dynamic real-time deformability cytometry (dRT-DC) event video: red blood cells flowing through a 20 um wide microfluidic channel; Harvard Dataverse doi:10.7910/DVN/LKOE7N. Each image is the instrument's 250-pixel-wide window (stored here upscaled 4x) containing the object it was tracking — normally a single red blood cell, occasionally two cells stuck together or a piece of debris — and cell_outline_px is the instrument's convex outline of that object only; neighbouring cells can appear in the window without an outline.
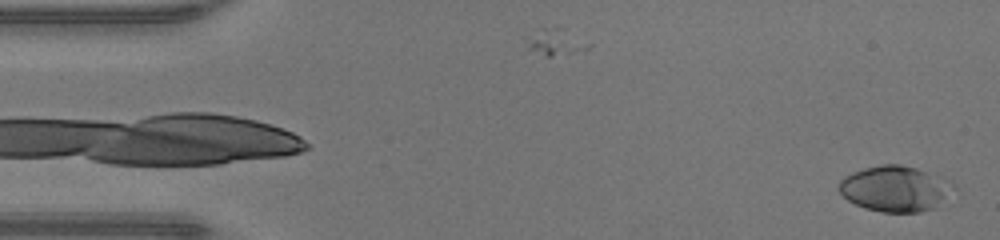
{"species": "human", "species_latin": "Homo sapiens", "temperature_condition": "warm", "stored_images_in_passage": 47, "camera_frame_rate_fps": 3000, "um_per_image_px": 0.085, "donor": {"sex": "male"}, "frame": {"image": 1, "passage_image": 1, "time_ms": 0.0, "image_size_px": [1000, 240], "cell_outline_px": [[956, 188], [932, 208], [920, 212], [884, 212], [864, 208], [848, 200], [836, 188], [840, 180], [844, 176], [852, 172], [864, 168], [880, 164], [900, 164], [916, 168], [944, 176], [952, 180], [956, 184]], "centroid_in_image_um": [76.1, 16.01], "position_along_channel_um": 8.9, "area_um2": 30.75}}
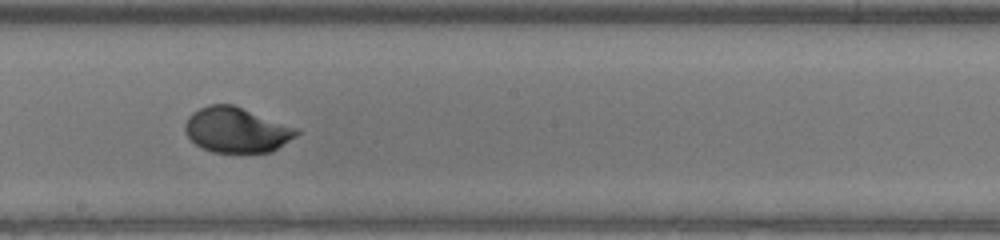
{"frame": {"image": 2, "passage_image": 26, "time_ms": 8.333, "image_size_px": [1000, 240], "cell_outline_px": [[300, 132], [296, 136], [272, 152], [212, 152], [200, 148], [188, 136], [184, 128], [184, 124], [188, 116], [192, 112], [208, 104], [232, 104], [300, 128]], "centroid_in_image_um": [20.12, 11.04], "position_along_channel_um": 228.1, "area_um2": 29.59}}
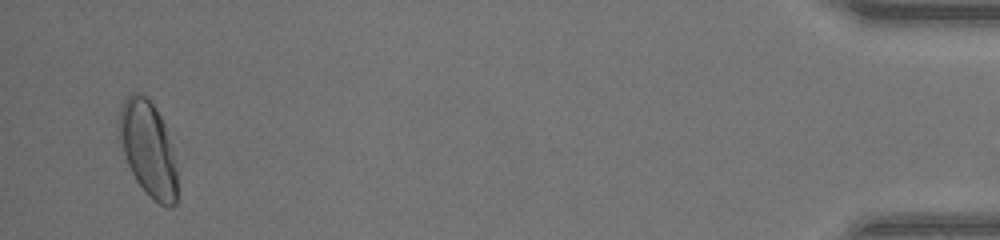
{"frame": {"image": 3, "passage_image": 46, "time_ms": 15.0, "image_size_px": [1000, 240], "cell_outline_px": [[176, 204], [168, 208], [160, 204], [136, 180], [128, 164], [116, 128], [116, 124], [120, 108], [124, 100], [132, 92], [136, 92], [148, 96], [156, 108], [164, 124], [172, 144], [176, 168]], "centroid_in_image_um": [12.57, 12.57], "position_along_channel_um": 422.6, "area_um2": 32.14}, "authors_computed_cell_mechanics": {"area_um2": 29.3046, "velocity_mm_per_s": 4.2976, "shape_relaxation_time_tau1_ms": 4.1951, "shape_relaxation_time_tau2_ms": 1.1943, "deformation_change_tau1": 0.185, "deformation_change_tau2": 0.0306}}